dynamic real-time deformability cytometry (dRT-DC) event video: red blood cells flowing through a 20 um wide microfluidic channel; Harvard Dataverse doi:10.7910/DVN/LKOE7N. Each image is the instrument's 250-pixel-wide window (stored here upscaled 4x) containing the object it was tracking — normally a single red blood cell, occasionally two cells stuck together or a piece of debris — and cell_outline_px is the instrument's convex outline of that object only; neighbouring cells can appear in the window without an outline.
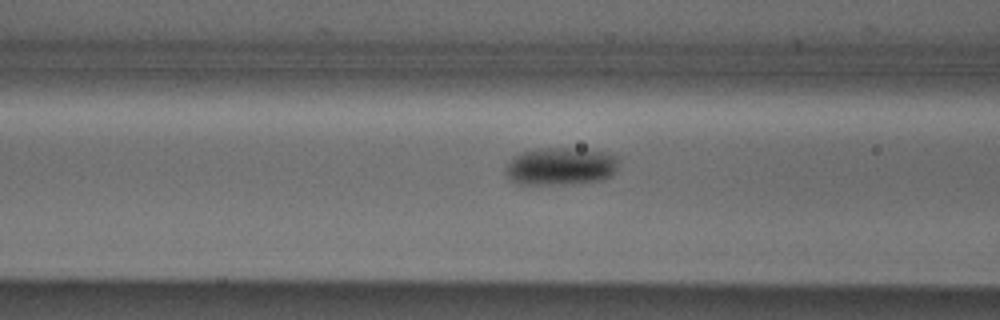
{"species": "Egyptian fruit bat (a non-hibernating species)", "species_latin": "Rousettus aegyptiacus", "temperature_condition": "cold", "stored_images_in_passage": 9, "camera_frame_rate_fps": 3000, "um_per_image_px": 0.085, "animal": {"sex": "male"}, "frame": {"image": 1, "passage_image": 7, "time_ms": 2.0, "image_size_px": [1000, 320], "cell_outline_px": [[620, 160], [616, 172], [600, 180], [568, 184], [520, 184], [512, 180], [508, 176], [508, 164], [520, 152], [536, 148], [576, 148], [604, 152], [620, 156]], "centroid_in_image_um": [47.73, 14.12], "position_along_channel_um": 118.9, "area_um2": 24.74}}